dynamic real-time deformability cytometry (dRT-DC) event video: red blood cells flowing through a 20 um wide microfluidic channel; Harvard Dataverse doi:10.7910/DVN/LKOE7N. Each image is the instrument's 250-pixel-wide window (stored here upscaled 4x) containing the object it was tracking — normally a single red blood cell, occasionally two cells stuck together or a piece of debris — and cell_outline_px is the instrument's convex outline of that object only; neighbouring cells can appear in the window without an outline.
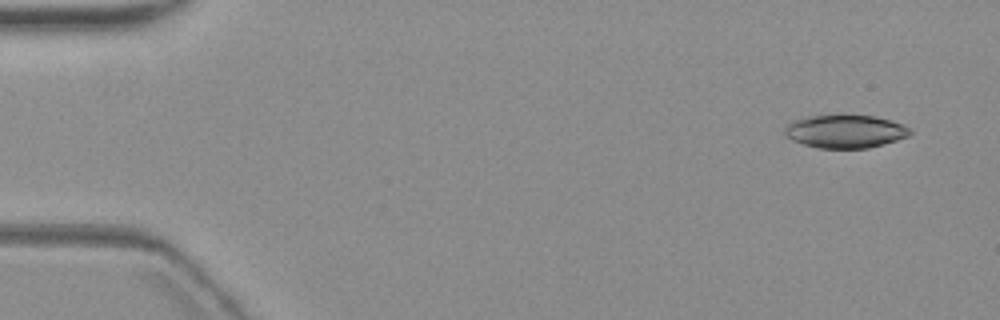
{"species": "common noctule bat (a hibernating species)", "species_latin": "Nyctalus noctula", "temperature_condition": "warm", "stored_images_in_passage": 2, "camera_frame_rate_fps": 3000, "um_per_image_px": 0.085, "animal": {"sex": "female", "body_mass_g": 19.3, "forearm_length_mm": 54.1}, "frame": {"image": 1, "passage_image": 2, "time_ms": 1.333, "image_size_px": [1000, 320], "cell_outline_px": [[912, 132], [908, 136], [884, 144], [868, 148], [820, 148], [804, 144], [792, 140], [784, 136], [784, 124], [792, 120], [808, 116], [840, 112], [876, 116], [892, 120], [904, 124], [912, 128]], "centroid_in_image_um": [71.83, 11.11], "position_along_channel_um": 13.2, "area_um2": 25.32}}